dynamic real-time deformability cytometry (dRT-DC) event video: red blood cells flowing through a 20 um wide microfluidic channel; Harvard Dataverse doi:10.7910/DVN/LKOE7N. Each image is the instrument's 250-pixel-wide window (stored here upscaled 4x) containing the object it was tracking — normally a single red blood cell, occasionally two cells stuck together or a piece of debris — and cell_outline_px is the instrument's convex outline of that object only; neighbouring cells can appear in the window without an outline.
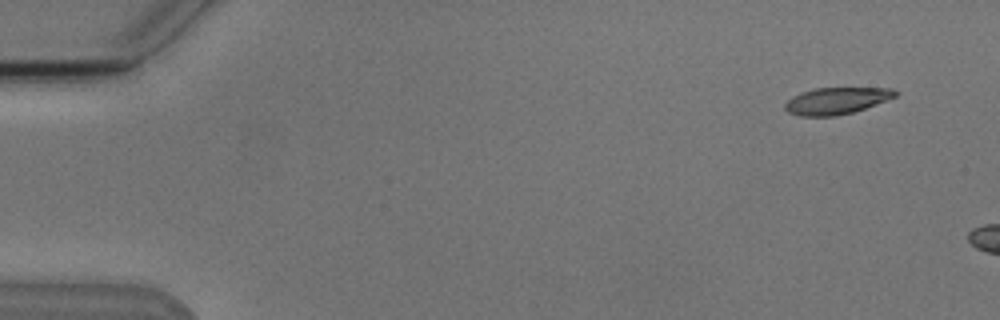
{"species": "Egyptian fruit bat (a non-hibernating species)", "species_latin": "Rousettus aegyptiacus", "temperature_condition": "cold", "stored_images_in_passage": 4, "camera_frame_rate_fps": 3000, "um_per_image_px": 0.085, "animal": {"sex": "male"}, "frame": {"image": 1, "passage_image": 1, "time_ms": 0.0, "image_size_px": [1000, 320], "cell_outline_px": [[900, 92], [896, 96], [864, 108], [852, 112], [836, 116], [800, 116], [788, 112], [784, 108], [784, 104], [792, 96], [816, 88], [892, 88]], "centroid_in_image_um": [71.09, 8.56], "position_along_channel_um": 13.9, "area_um2": 16.99}}